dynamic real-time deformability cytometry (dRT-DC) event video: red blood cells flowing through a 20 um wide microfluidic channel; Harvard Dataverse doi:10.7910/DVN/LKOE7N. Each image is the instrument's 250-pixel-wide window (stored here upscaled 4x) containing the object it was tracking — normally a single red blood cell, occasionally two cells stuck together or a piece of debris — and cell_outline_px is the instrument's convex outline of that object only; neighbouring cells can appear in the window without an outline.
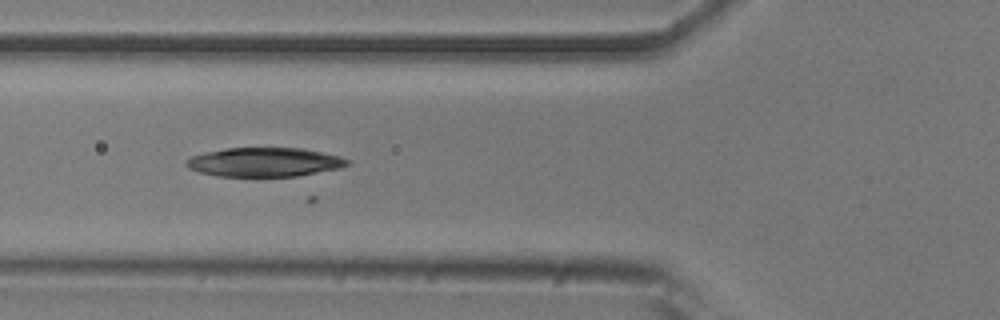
{"species": "common noctule bat (a hibernating species)", "species_latin": "Nyctalus noctula", "temperature_condition": "room temperature", "stored_images_in_passage": 27, "camera_frame_rate_fps": 3000, "um_per_image_px": 0.085, "animal": {"sex": "male", "body_mass_g": 20.5, "forearm_length_mm": 52.5}, "frame": {"image": 1, "passage_image": 13, "time_ms": 4.0, "image_size_px": [1000, 320], "cell_outline_px": [[352, 164], [340, 168], [296, 176], [216, 176], [200, 172], [188, 168], [184, 164], [192, 156], [224, 148], [304, 148], [340, 156], [348, 160]], "centroid_in_image_um": [22.51, 13.78], "position_along_channel_um": 103.3, "area_um2": 27.17}}
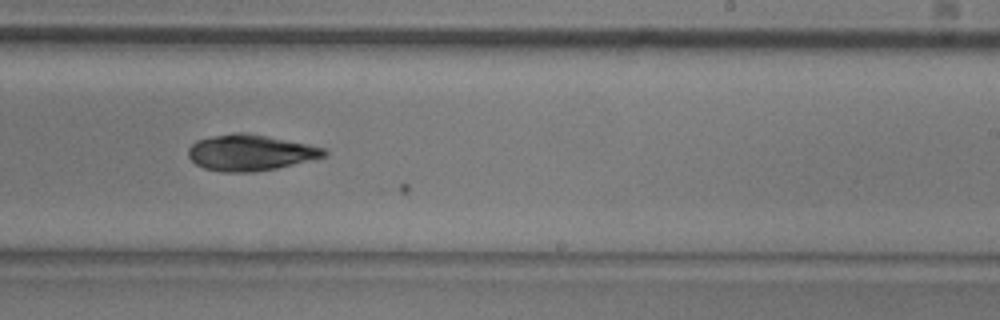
{"frame": {"image": 2, "passage_image": 26, "time_ms": 8.333, "image_size_px": [1000, 320], "cell_outline_px": [[328, 156], [276, 168], [252, 172], [224, 172], [204, 168], [196, 164], [188, 156], [188, 148], [196, 140], [212, 136], [240, 132], [264, 136], [324, 148], [328, 152]], "centroid_in_image_um": [21.24, 12.99], "position_along_channel_um": 267.8, "area_um2": 28.03}}